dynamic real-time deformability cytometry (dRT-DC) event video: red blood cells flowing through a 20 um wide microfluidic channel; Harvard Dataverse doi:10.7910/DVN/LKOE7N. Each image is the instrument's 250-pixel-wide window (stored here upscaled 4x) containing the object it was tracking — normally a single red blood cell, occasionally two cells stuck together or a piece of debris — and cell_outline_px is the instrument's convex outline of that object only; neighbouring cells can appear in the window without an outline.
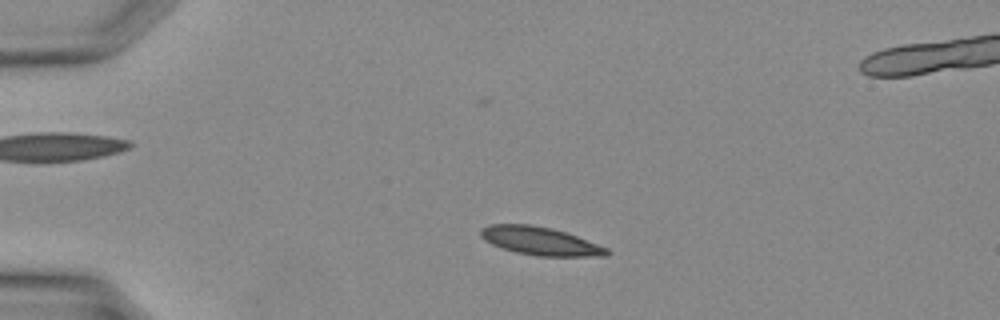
{"species": "Egyptian fruit bat (a non-hibernating species)", "species_latin": "Rousettus aegyptiacus", "temperature_condition": "warm", "stored_images_in_passage": 36, "segment_of_instrument_passage": [1, 2], "camera_frame_rate_fps": 3000, "um_per_image_px": 0.085, "animal": {"sex": "female"}, "frame": {"image": 1, "passage_image": 7, "time_ms": 2.0, "image_size_px": [1000, 320], "cell_outline_px": [[612, 252], [608, 256], [536, 256], [516, 252], [500, 248], [484, 240], [480, 236], [480, 228], [488, 224], [532, 224], [552, 228], [576, 236], [608, 248]], "centroid_in_image_um": [45.89, 20.49], "position_along_channel_um": 39.1, "area_um2": 20.87}}
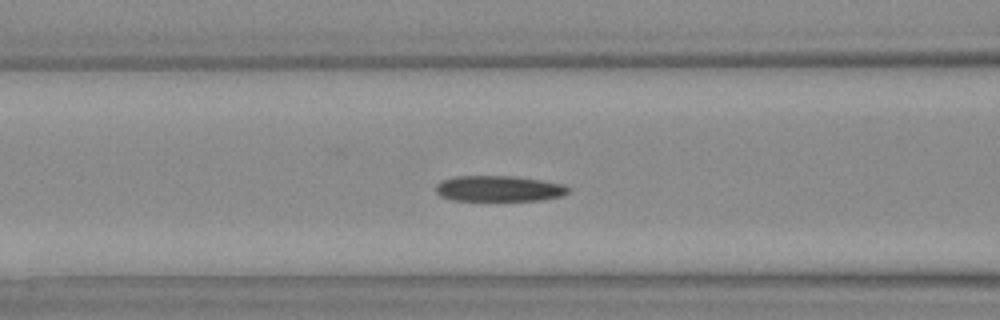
{"frame": {"image": 2, "passage_image": 14, "time_ms": 4.333, "image_size_px": [1000, 320], "cell_outline_px": [[568, 192], [560, 196], [540, 200], [452, 200], [440, 196], [436, 192], [436, 184], [440, 180], [456, 176], [512, 176], [540, 180], [564, 184], [568, 188]], "centroid_in_image_um": [42.35, 16.02], "position_along_channel_um": 124.3, "area_um2": 19.77}}
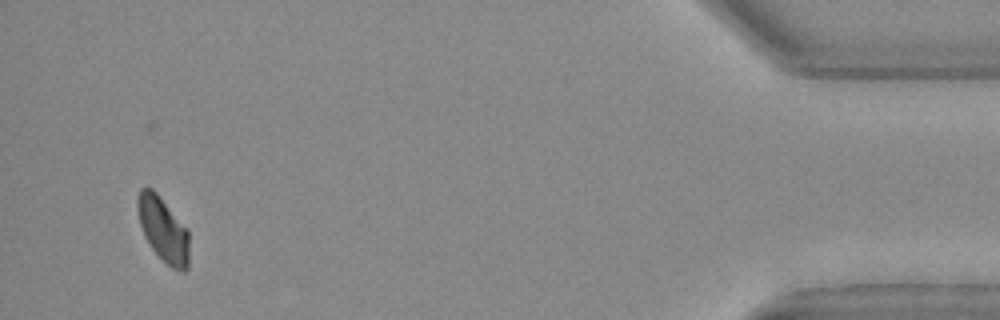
{"frame": {"image": 3, "passage_image": 34, "time_ms": 11.0, "image_size_px": [1000, 320], "cell_outline_px": [[188, 268], [184, 272], [180, 272], [172, 268], [152, 248], [144, 236], [140, 224], [136, 208], [136, 200], [140, 188], [152, 188], [156, 192], [188, 228]], "centroid_in_image_um": [13.86, 19.48], "position_along_channel_um": 421.3, "area_um2": 19.48}}